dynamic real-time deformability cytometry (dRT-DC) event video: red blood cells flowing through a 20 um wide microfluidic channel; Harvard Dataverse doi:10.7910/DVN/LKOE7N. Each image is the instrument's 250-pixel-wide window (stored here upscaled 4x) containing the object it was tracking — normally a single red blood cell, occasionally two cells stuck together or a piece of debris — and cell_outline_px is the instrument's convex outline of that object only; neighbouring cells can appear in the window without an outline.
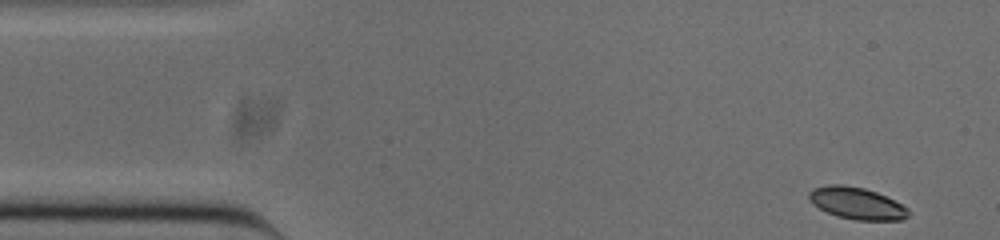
{"species": "common noctule bat (a hibernating species)", "species_latin": "Nyctalus noctula", "temperature_condition": "cold", "stored_images_in_passage": 50, "camera_frame_rate_fps": 3000, "um_per_image_px": 0.085, "animal": {"sex": "male", "body_mass_g": 20.0, "forearm_length_mm": 53.3}, "frame": {"image": 1, "passage_image": 1, "time_ms": 0.0, "image_size_px": [1000, 240], "cell_outline_px": [[908, 216], [900, 220], [856, 220], [836, 216], [812, 204], [808, 200], [808, 192], [812, 188], [828, 184], [844, 184], [864, 188], [876, 192], [908, 208]], "centroid_in_image_um": [72.76, 17.27], "position_along_channel_um": 12.2, "area_um2": 18.44}}
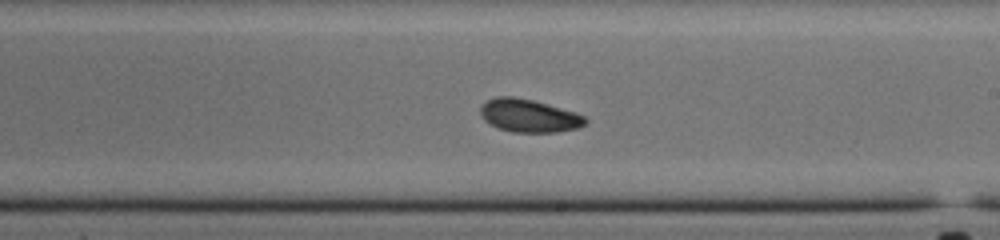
{"frame": {"image": 2, "passage_image": 27, "time_ms": 8.667, "image_size_px": [1000, 240], "cell_outline_px": [[588, 120], [580, 128], [556, 132], [512, 132], [496, 128], [484, 120], [480, 116], [480, 104], [496, 96], [512, 96], [532, 100], [576, 112], [584, 116]], "centroid_in_image_um": [44.93, 9.84], "position_along_channel_um": 244.1, "area_um2": 20.35}}
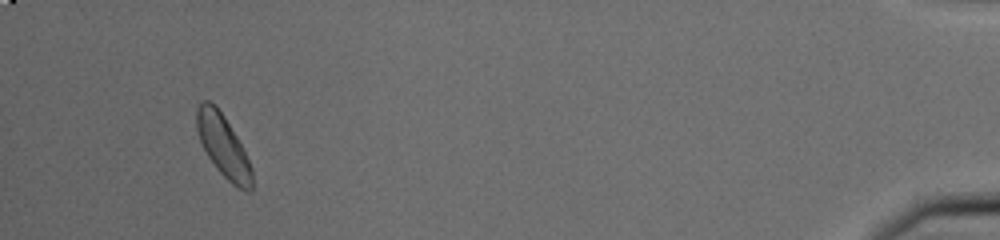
{"frame": {"image": 3, "passage_image": 47, "time_ms": 15.333, "image_size_px": [1000, 240], "cell_outline_px": [[252, 192], [244, 192], [232, 184], [216, 168], [208, 156], [200, 140], [196, 128], [196, 108], [204, 100], [208, 100], [216, 104], [224, 116], [236, 136], [252, 168]], "centroid_in_image_um": [18.97, 12.41], "position_along_channel_um": 416.2, "area_um2": 19.88}, "authors_computed_cell_mechanics": {"area_um2": 19.6231, "velocity_mm_per_s": 3.8262, "shape_relaxation_time_tau1_ms": 5.0119, "shape_relaxation_time_tau2_ms": 6.3249, "deformation_change_tau1": 0.1312, "deformation_change_tau2": 0.0888}}